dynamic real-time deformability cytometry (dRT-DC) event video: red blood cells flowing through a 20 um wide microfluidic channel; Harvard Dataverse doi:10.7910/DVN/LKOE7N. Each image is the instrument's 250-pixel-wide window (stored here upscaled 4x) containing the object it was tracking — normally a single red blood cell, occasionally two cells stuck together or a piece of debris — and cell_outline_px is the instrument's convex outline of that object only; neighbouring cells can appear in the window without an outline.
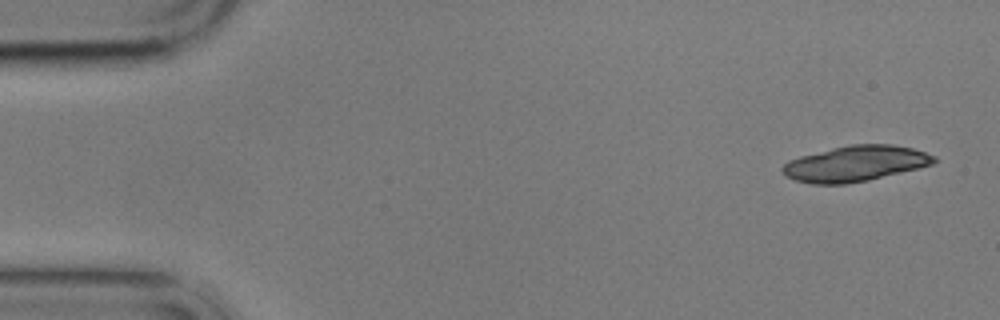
{"species": "common noctule bat (a hibernating species)", "species_latin": "Nyctalus noctula", "temperature_condition": "cold", "stored_images_in_passage": 7, "camera_frame_rate_fps": 3000, "um_per_image_px": 0.085, "animal": {"sex": "male", "body_mass_g": 17.9}, "frame": {"image": 1, "passage_image": 1, "time_ms": 0.0, "image_size_px": [1000, 320], "cell_outline_px": [[940, 160], [932, 164], [868, 180], [844, 184], [812, 184], [796, 180], [780, 172], [780, 168], [788, 160], [800, 156], [832, 148], [852, 144], [892, 144], [912, 148], [936, 156]], "centroid_in_image_um": [72.69, 13.9], "position_along_channel_um": 12.3, "area_um2": 31.33}}